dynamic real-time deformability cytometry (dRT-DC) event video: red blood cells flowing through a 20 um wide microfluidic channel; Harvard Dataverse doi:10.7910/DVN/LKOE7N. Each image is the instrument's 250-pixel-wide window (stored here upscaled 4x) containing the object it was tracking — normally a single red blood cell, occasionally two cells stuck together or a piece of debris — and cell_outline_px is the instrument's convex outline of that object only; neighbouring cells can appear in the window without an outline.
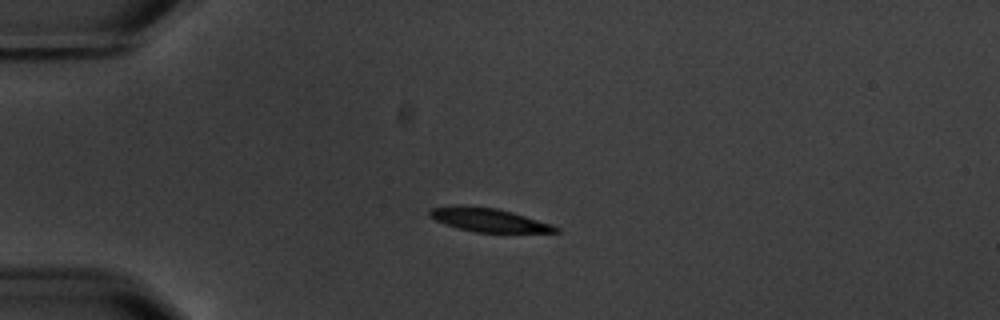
{"species": "common noctule bat (a hibernating species)", "species_latin": "Nyctalus noctula", "temperature_condition": "warm", "stored_images_in_passage": 3, "camera_frame_rate_fps": 3000, "um_per_image_px": 0.085, "animal": {"sex": "male", "body_mass_g": 20.1, "forearm_length_mm": 53.5}, "frame": {"image": 1, "passage_image": 1, "time_ms": 0.0, "image_size_px": [1000, 320], "cell_outline_px": [[560, 232], [476, 232], [444, 224], [428, 216], [428, 212], [432, 208], [460, 204], [496, 208], [512, 212], [552, 224], [560, 228]], "centroid_in_image_um": [41.52, 18.68], "position_along_channel_um": 43.5, "area_um2": 17.28}}